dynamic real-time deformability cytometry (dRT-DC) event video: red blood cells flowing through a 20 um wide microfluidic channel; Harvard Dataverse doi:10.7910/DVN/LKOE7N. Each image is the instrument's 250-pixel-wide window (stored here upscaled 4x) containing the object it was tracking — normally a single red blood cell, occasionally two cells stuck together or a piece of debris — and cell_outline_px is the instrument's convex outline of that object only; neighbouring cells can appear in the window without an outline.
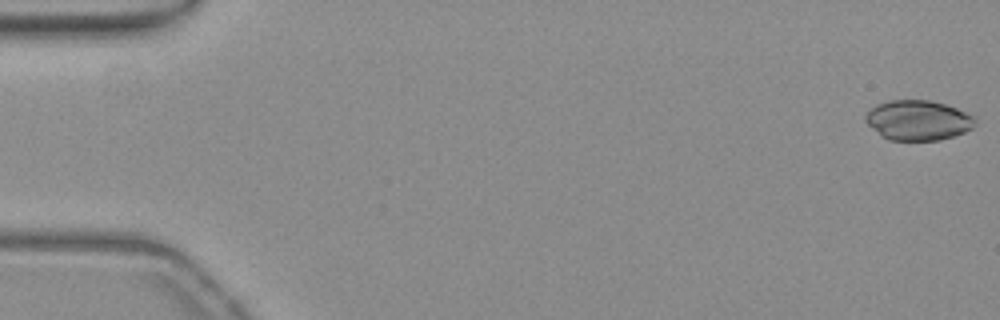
{"species": "common noctule bat (a hibernating species)", "species_latin": "Nyctalus noctula", "temperature_condition": "warm", "stored_images_in_passage": 55, "camera_frame_rate_fps": 3000, "um_per_image_px": 0.085, "animal": {"sex": "female", "body_mass_g": 19.3, "forearm_length_mm": 54.1}, "frame": {"image": 1, "passage_image": 1, "time_ms": 0.0, "image_size_px": [1000, 320], "cell_outline_px": [[976, 124], [972, 128], [964, 132], [940, 140], [888, 140], [880, 136], [864, 120], [864, 116], [876, 104], [888, 100], [928, 100], [944, 104], [956, 108], [976, 116]], "centroid_in_image_um": [78.03, 10.22], "position_along_channel_um": 7.0, "area_um2": 25.66}}
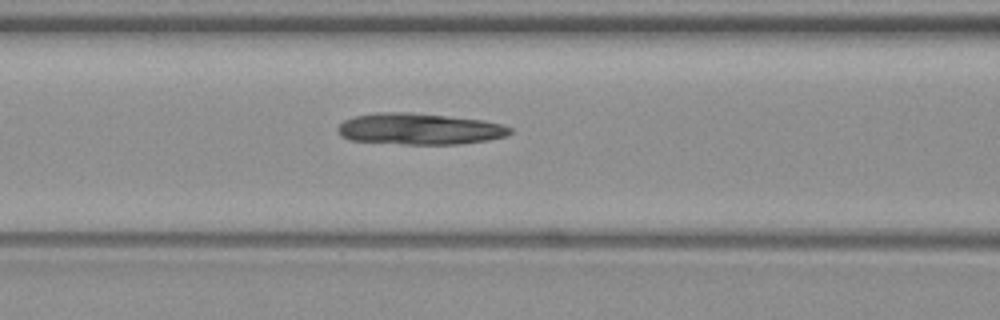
{"frame": {"image": 2, "passage_image": 23, "time_ms": 7.333, "image_size_px": [1000, 320], "cell_outline_px": [[512, 132], [508, 136], [488, 140], [456, 144], [404, 144], [348, 140], [340, 136], [336, 132], [336, 128], [344, 120], [356, 116], [376, 112], [412, 112], [484, 120], [500, 124], [512, 128]], "centroid_in_image_um": [35.63, 10.96], "position_along_channel_um": 131.0, "area_um2": 31.67}}
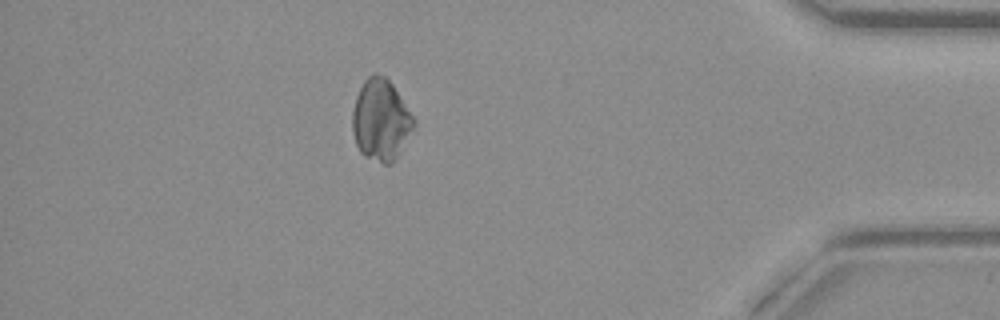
{"frame": {"image": 3, "passage_image": 48, "time_ms": 15.667, "image_size_px": [1000, 320], "cell_outline_px": [[416, 124], [400, 152], [392, 164], [384, 164], [364, 156], [360, 152], [356, 144], [352, 132], [352, 112], [356, 96], [364, 80], [372, 72], [376, 72], [388, 76], [416, 120]], "centroid_in_image_um": [32.37, 10.17], "position_along_channel_um": 402.8, "area_um2": 29.59}, "authors_computed_cell_mechanics": {"area_um2": 29.8826, "velocity_mm_per_s": 3.8038, "shape_relaxation_time_tau1_ms": 5.5903, "shape_relaxation_time_tau2_ms": 9.8212, "deformation_change_tau1": 0.148, "deformation_change_tau2": 0.1627}}